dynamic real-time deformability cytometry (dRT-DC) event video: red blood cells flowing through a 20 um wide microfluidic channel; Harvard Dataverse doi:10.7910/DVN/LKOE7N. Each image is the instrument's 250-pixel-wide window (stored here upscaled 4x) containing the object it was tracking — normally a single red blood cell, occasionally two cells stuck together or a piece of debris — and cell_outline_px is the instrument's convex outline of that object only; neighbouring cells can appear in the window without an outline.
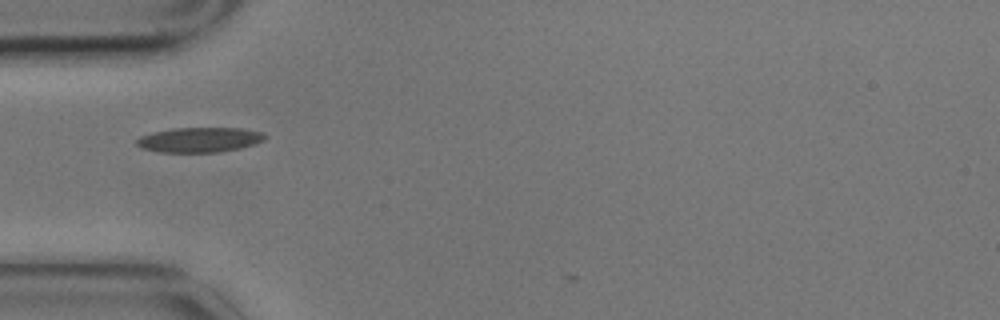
{"species": "common noctule bat (a hibernating species)", "species_latin": "Nyctalus noctula", "temperature_condition": "cold", "stored_images_in_passage": 4, "camera_frame_rate_fps": 3000, "um_per_image_px": 0.085, "animal": {"sex": "male", "body_mass_g": 17.9}, "frame": {"image": 1, "passage_image": 4, "time_ms": 1.0, "image_size_px": [1000, 320], "cell_outline_px": [[268, 136], [264, 140], [256, 144], [240, 148], [216, 152], [160, 152], [140, 148], [136, 144], [136, 140], [140, 136], [152, 132], [172, 128], [240, 128], [264, 132]], "centroid_in_image_um": [16.97, 11.87], "position_along_channel_um": 68.0, "area_um2": 18.79}}